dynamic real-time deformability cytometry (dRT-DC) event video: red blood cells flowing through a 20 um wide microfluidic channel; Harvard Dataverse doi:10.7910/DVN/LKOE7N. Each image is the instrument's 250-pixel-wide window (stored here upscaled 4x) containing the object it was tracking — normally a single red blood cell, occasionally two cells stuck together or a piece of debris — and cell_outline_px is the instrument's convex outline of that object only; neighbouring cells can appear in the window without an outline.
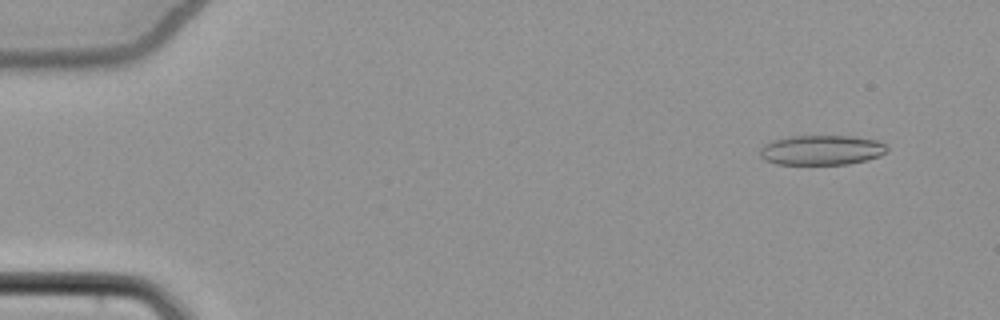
{"species": "common noctule bat (a hibernating species)", "species_latin": "Nyctalus noctula", "temperature_condition": "cold", "stored_images_in_passage": 54, "camera_frame_rate_fps": 3000, "um_per_image_px": 0.085, "animal": {"sex": "female", "body_mass_g": 22.7, "forearm_length_mm": 54.2}, "frame": {"image": 1, "passage_image": 5, "time_ms": 1.333, "image_size_px": [1000, 320], "cell_outline_px": [[888, 148], [880, 156], [868, 160], [848, 164], [776, 164], [764, 160], [760, 156], [760, 148], [764, 144], [772, 140], [792, 136], [856, 136], [880, 140]], "centroid_in_image_um": [69.84, 12.75], "position_along_channel_um": 15.2, "area_um2": 22.31}}
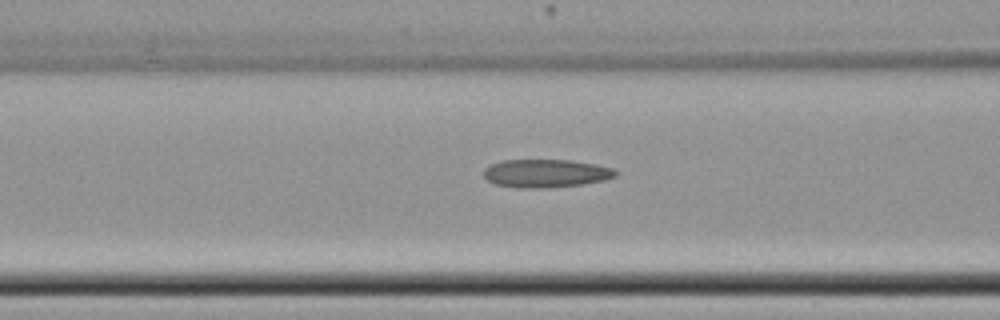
{"frame": {"image": 2, "passage_image": 23, "time_ms": 7.333, "image_size_px": [1000, 320], "cell_outline_px": [[616, 176], [604, 180], [580, 184], [548, 188], [516, 188], [496, 184], [488, 180], [484, 176], [484, 168], [492, 164], [504, 160], [572, 160], [596, 164], [612, 168], [616, 172]], "centroid_in_image_um": [46.38, 14.73], "position_along_channel_um": 120.2, "area_um2": 21.56}}
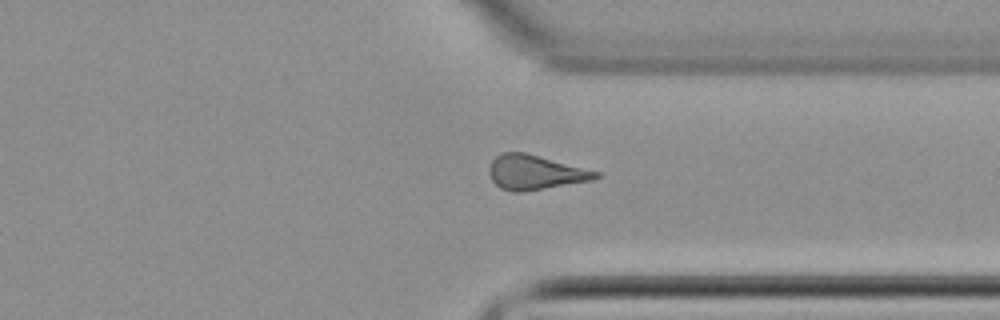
{"frame": {"image": 3, "passage_image": 42, "time_ms": 13.667, "image_size_px": [1000, 320], "cell_outline_px": [[600, 176], [592, 180], [520, 192], [512, 192], [500, 188], [492, 180], [488, 172], [488, 168], [492, 160], [496, 156], [504, 152], [524, 152], [600, 172]], "centroid_in_image_um": [45.45, 14.65], "position_along_channel_um": 366.0, "area_um2": 21.21}, "authors_computed_cell_mechanics": {"area_um2": 21.4438, "velocity_mm_per_s": 3.8729, "shape_relaxation_time_tau1_ms": null, "shape_relaxation_time_tau2_ms": 3.9208, "deformation_change_tau1": null, "deformation_change_tau2": 0.1313}}